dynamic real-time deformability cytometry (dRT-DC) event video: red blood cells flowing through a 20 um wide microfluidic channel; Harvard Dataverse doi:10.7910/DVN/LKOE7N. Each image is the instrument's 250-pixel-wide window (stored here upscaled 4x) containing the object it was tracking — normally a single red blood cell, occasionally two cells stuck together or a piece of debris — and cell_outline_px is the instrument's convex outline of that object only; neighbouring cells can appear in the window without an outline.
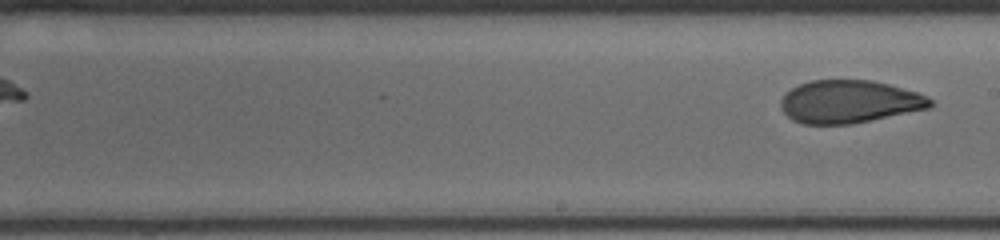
{"species": "human", "species_latin": "Homo sapiens", "temperature_condition": "cold", "stored_images_in_passage": 13, "segment_of_instrument_passage": [2, 2], "camera_frame_rate_fps": 3000, "um_per_image_px": 0.085, "donor": {"sex": "male"}, "frame": {"image": 1, "passage_image": 13, "time_ms": 9.0, "image_size_px": [1000, 240], "cell_outline_px": [[936, 104], [932, 108], [852, 124], [804, 124], [792, 120], [780, 108], [780, 100], [784, 92], [800, 84], [812, 80], [872, 80], [888, 84], [916, 92], [932, 100]], "centroid_in_image_um": [72.18, 8.65], "position_along_channel_um": 216.8, "area_um2": 37.51}}